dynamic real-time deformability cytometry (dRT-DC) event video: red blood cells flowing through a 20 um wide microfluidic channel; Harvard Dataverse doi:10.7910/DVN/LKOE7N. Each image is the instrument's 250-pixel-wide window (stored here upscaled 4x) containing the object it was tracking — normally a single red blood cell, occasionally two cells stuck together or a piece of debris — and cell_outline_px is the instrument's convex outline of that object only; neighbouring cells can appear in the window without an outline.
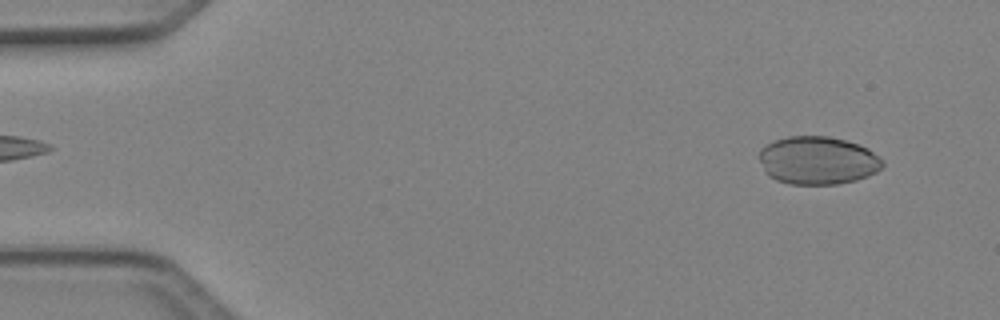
{"species": "Egyptian fruit bat (a non-hibernating species)", "species_latin": "Rousettus aegyptiacus", "temperature_condition": "cold", "stored_images_in_passage": 4, "camera_frame_rate_fps": 3000, "um_per_image_px": 0.085, "animal": {"sex": "female"}, "frame": {"image": 1, "passage_image": 1, "time_ms": 0.0, "image_size_px": [1000, 320], "cell_outline_px": [[884, 164], [876, 172], [868, 176], [856, 180], [840, 184], [788, 184], [776, 180], [768, 176], [764, 172], [760, 160], [760, 148], [776, 140], [788, 136], [828, 136], [844, 140], [868, 148], [884, 160]], "centroid_in_image_um": [69.51, 13.65], "position_along_channel_um": 15.5, "area_um2": 34.62}}